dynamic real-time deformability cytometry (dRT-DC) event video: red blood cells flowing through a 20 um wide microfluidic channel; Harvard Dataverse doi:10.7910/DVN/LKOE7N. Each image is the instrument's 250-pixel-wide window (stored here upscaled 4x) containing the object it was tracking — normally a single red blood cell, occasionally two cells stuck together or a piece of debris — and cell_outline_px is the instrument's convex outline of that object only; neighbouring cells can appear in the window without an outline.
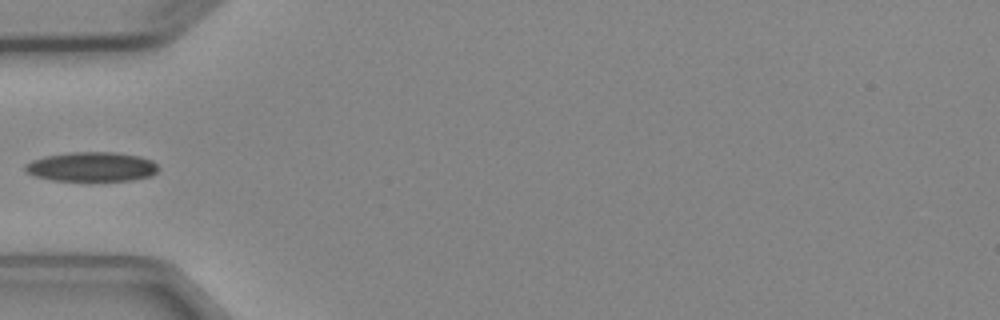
{"species": "Egyptian fruit bat (a non-hibernating species)", "species_latin": "Rousettus aegyptiacus", "temperature_condition": "cold", "stored_images_in_passage": 5, "camera_frame_rate_fps": 3000, "um_per_image_px": 0.085, "animal": {"sex": "female"}, "frame": {"image": 1, "passage_image": 5, "time_ms": 4.667, "image_size_px": [1000, 320], "cell_outline_px": [[160, 168], [152, 176], [132, 180], [52, 180], [36, 176], [24, 172], [24, 164], [32, 160], [44, 156], [72, 152], [116, 152], [140, 156], [152, 160]], "centroid_in_image_um": [7.79, 14.16], "position_along_channel_um": 77.2, "area_um2": 22.95}}